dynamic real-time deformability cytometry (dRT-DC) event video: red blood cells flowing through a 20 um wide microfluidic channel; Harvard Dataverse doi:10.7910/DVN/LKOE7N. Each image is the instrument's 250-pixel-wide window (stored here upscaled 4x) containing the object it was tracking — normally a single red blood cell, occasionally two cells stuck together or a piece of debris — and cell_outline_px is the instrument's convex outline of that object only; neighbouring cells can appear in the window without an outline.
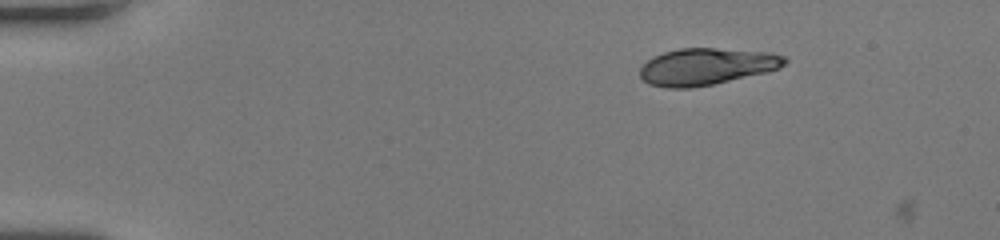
{"species": "human", "species_latin": "Homo sapiens", "temperature_condition": "room temperature", "stored_images_in_passage": 2, "camera_frame_rate_fps": 3000, "um_per_image_px": 0.085, "donor": {"sex": "female"}, "frame": {"image": 1, "passage_image": 1, "time_ms": 0.0, "image_size_px": [1000, 240], "cell_outline_px": [[788, 60], [780, 68], [768, 72], [712, 84], [692, 88], [668, 88], [648, 84], [640, 76], [640, 68], [652, 56], [664, 52], [680, 48], [716, 48], [772, 52], [784, 56]], "centroid_in_image_um": [60.06, 5.65], "position_along_channel_um": 24.9, "area_um2": 31.15}}